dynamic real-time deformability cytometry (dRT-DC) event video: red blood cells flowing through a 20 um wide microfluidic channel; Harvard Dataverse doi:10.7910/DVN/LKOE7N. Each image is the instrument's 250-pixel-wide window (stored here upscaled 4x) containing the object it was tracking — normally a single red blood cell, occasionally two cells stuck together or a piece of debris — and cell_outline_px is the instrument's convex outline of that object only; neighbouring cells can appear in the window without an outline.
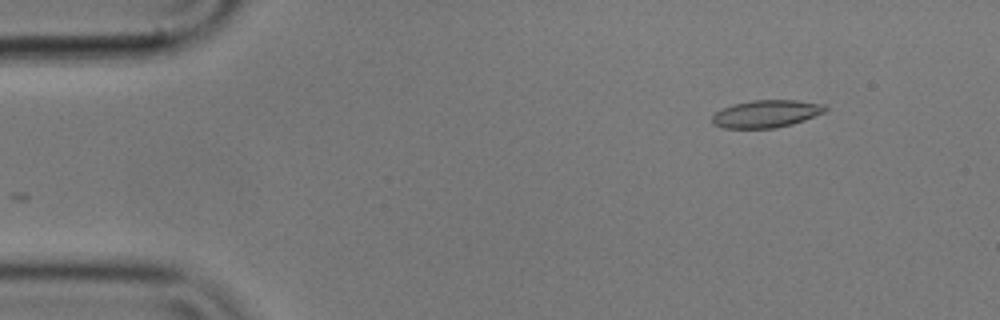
{"species": "common noctule bat (a hibernating species)", "species_latin": "Nyctalus noctula", "temperature_condition": "cold", "stored_images_in_passage": 3, "camera_frame_rate_fps": 3000, "um_per_image_px": 0.085, "animal": {"sex": "male", "body_mass_g": 17.9}, "frame": {"image": 1, "passage_image": 3, "time_ms": 0.667, "image_size_px": [1000, 320], "cell_outline_px": [[828, 108], [824, 112], [804, 120], [792, 124], [776, 128], [724, 128], [712, 124], [712, 116], [716, 112], [732, 104], [752, 100], [796, 100], [824, 104]], "centroid_in_image_um": [65.13, 9.67], "position_along_channel_um": 19.9, "area_um2": 18.09}}